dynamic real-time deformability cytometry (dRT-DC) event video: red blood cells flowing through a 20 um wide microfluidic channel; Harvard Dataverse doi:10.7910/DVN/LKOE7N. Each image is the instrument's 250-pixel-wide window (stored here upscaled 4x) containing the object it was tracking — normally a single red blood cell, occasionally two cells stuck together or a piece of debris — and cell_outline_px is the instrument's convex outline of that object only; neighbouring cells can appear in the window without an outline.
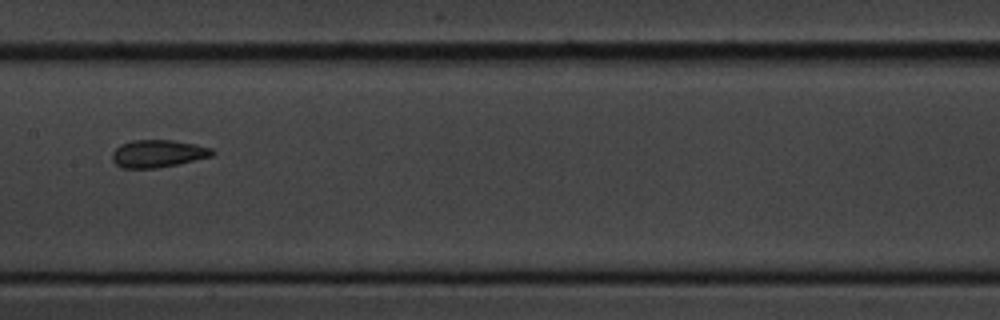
{"species": "common noctule bat (a hibernating species)", "species_latin": "Nyctalus noctula", "temperature_condition": "cold", "stored_images_in_passage": 14, "camera_frame_rate_fps": 3000, "um_per_image_px": 0.085, "animal": {"sex": "male", "body_mass_g": 20.1, "forearm_length_mm": 53.5}, "frame": {"image": 1, "passage_image": 7, "time_ms": 7.667, "image_size_px": [1000, 320], "cell_outline_px": [[216, 152], [212, 156], [176, 164], [156, 168], [120, 168], [112, 160], [112, 152], [120, 144], [132, 140], [172, 140], [196, 144], [212, 148]], "centroid_in_image_um": [13.41, 13.05], "position_along_channel_um": 194.0, "area_um2": 16.07}}
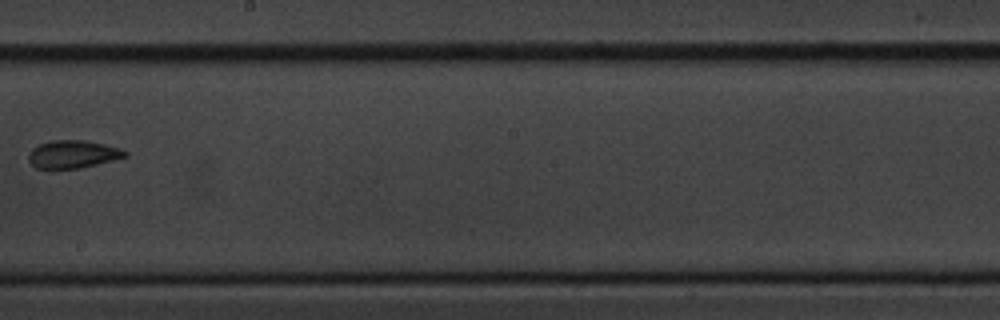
{"frame": {"image": 2, "passage_image": 8, "time_ms": 9.0, "image_size_px": [1000, 320], "cell_outline_px": [[128, 156], [80, 168], [36, 168], [28, 160], [28, 152], [32, 148], [40, 144], [52, 140], [84, 140], [104, 144], [120, 148], [128, 152]], "centroid_in_image_um": [6.18, 13.1], "position_along_channel_um": 242.0, "area_um2": 15.55}}
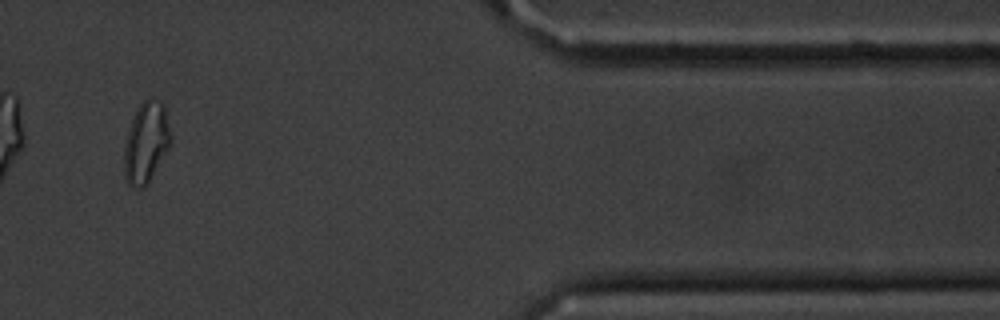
{"frame": {"image": 3, "passage_image": 12, "time_ms": 14.333, "image_size_px": [1000, 320], "cell_outline_px": [[172, 144], [148, 184], [144, 188], [132, 188], [124, 180], [124, 144], [136, 108], [144, 100], [148, 100], [164, 104], [172, 136]], "centroid_in_image_um": [12.43, 12.19], "position_along_channel_um": 399.0, "area_um2": 22.2}, "authors_computed_cell_mechanics": {"area_um2": 17.2822, "velocity_mm_per_s": 3.6137, "shape_relaxation_time_tau1_ms": null, "shape_relaxation_time_tau2_ms": 1.8908, "deformation_change_tau1": null, "deformation_change_tau2": 0.0675}}